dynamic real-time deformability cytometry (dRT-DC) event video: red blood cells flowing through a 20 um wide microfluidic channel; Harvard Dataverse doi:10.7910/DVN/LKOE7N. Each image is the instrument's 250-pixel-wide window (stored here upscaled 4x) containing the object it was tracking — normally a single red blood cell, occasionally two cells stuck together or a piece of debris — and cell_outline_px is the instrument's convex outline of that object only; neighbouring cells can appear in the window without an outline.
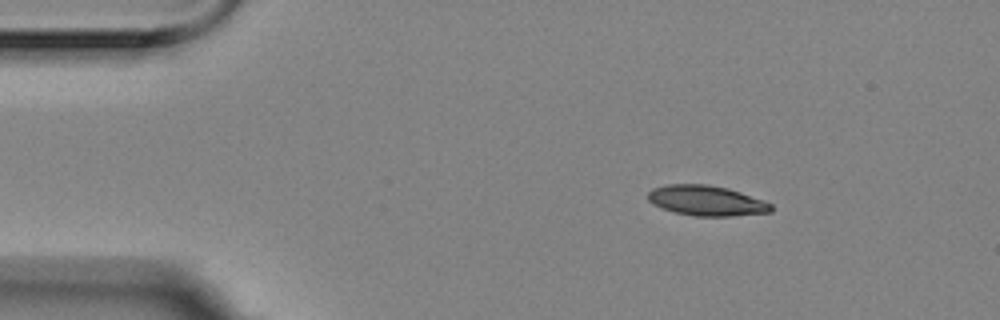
{"species": "Egyptian fruit bat (a non-hibernating species)", "species_latin": "Rousettus aegyptiacus", "temperature_condition": "room temperature", "stored_images_in_passage": 3, "camera_frame_rate_fps": 3000, "um_per_image_px": 0.085, "animal": {"sex": "female"}, "frame": {"image": 1, "passage_image": 1, "time_ms": 0.0, "image_size_px": [1000, 320], "cell_outline_px": [[772, 212], [732, 216], [696, 216], [676, 212], [660, 208], [652, 204], [648, 200], [648, 192], [652, 188], [668, 184], [708, 184], [728, 188], [764, 200], [772, 204]], "centroid_in_image_um": [60.04, 17.05], "position_along_channel_um": 25.0, "area_um2": 21.79}}